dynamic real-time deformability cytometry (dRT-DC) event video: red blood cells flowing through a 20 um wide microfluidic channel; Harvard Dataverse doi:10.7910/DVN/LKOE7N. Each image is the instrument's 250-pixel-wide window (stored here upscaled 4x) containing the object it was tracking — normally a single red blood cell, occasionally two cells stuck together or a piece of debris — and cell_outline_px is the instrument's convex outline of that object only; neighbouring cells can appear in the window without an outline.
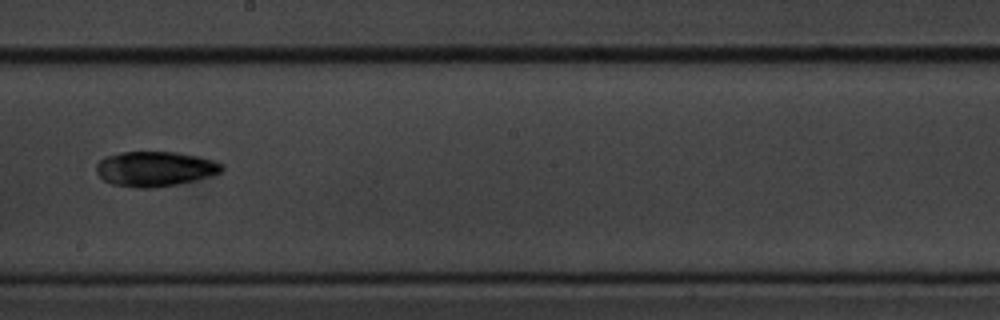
{"species": "common noctule bat (a hibernating species)", "species_latin": "Nyctalus noctula", "temperature_condition": "cold", "stored_images_in_passage": 17, "segment_of_instrument_passage": [1, 2], "camera_frame_rate_fps": 3000, "um_per_image_px": 0.085, "animal": {"sex": "male", "body_mass_g": 20.1, "forearm_length_mm": 53.5}, "frame": {"image": 1, "passage_image": 9, "time_ms": 10.0, "image_size_px": [1000, 320], "cell_outline_px": [[224, 168], [220, 172], [208, 176], [176, 184], [152, 188], [140, 188], [112, 184], [104, 180], [96, 172], [96, 164], [104, 156], [120, 152], [176, 152], [196, 156], [212, 160], [224, 164]], "centroid_in_image_um": [13.13, 14.34], "position_along_channel_um": 235.1, "area_um2": 25.37}}
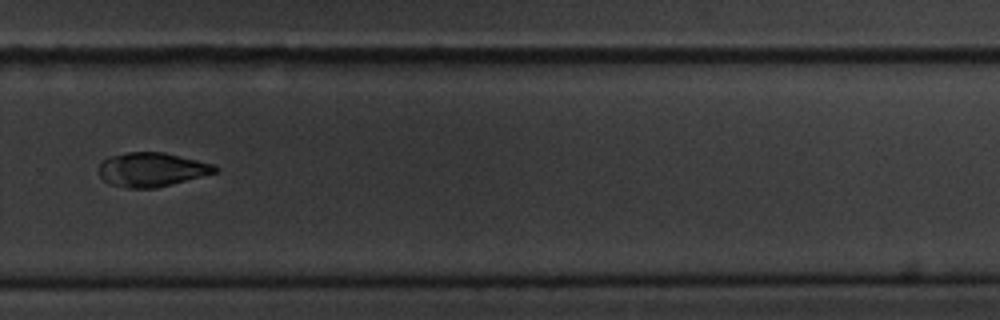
{"frame": {"image": 2, "passage_image": 11, "time_ms": 12.333, "image_size_px": [1000, 320], "cell_outline_px": [[220, 172], [156, 188], [128, 188], [108, 184], [100, 176], [100, 164], [108, 156], [128, 152], [164, 152], [216, 164], [220, 168]], "centroid_in_image_um": [12.96, 14.41], "position_along_channel_um": 316.8, "area_um2": 23.35}}
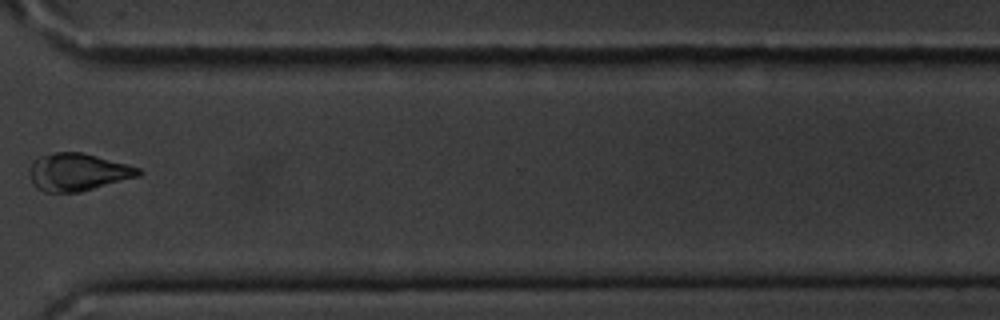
{"frame": {"image": 3, "passage_image": 12, "time_ms": 13.667, "image_size_px": [1000, 320], "cell_outline_px": [[144, 172], [140, 176], [80, 192], [44, 192], [36, 188], [32, 184], [28, 172], [32, 164], [40, 156], [52, 152], [80, 152], [96, 156], [140, 168]], "centroid_in_image_um": [6.6, 14.64], "position_along_channel_um": 364.0, "area_um2": 23.81}}